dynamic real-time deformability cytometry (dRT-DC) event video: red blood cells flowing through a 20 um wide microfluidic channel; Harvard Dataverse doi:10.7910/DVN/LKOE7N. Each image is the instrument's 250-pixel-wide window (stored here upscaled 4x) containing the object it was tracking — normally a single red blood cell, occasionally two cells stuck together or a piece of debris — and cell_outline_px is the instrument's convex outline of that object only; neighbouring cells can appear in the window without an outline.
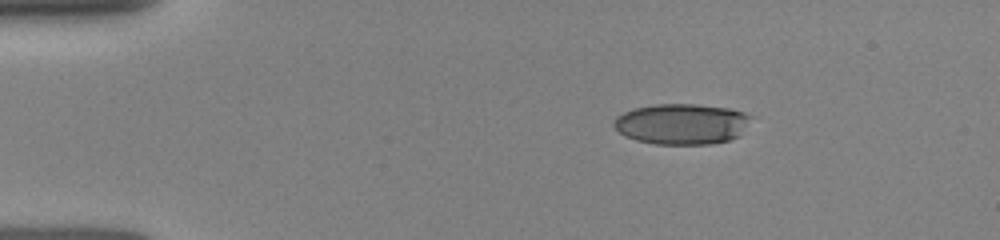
{"species": "human", "species_latin": "Homo sapiens", "temperature_condition": "room temperature", "stored_images_in_passage": 7, "camera_frame_rate_fps": 3000, "um_per_image_px": 0.085, "donor": {"sex": "female"}, "frame": {"image": 1, "passage_image": 1, "time_ms": 0.0, "image_size_px": [1000, 240], "cell_outline_px": [[756, 116], [740, 136], [728, 140], [708, 144], [656, 144], [636, 140], [624, 136], [612, 124], [616, 116], [632, 108], [652, 104], [696, 104], [728, 108], [744, 112]], "centroid_in_image_um": [57.99, 10.52], "position_along_channel_um": 27.0, "area_um2": 33.0}}
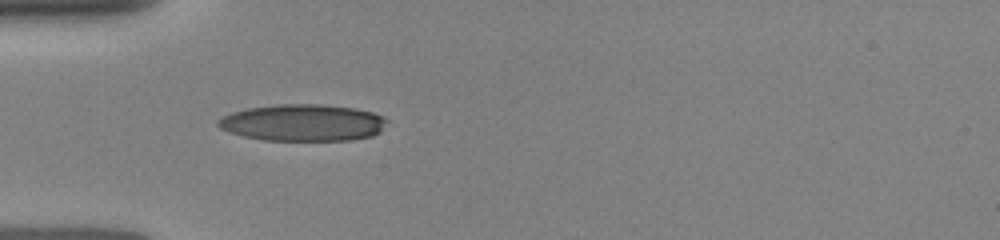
{"frame": {"image": 2, "passage_image": 6, "time_ms": 2.333, "image_size_px": [1000, 240], "cell_outline_px": [[388, 120], [380, 132], [372, 136], [348, 140], [264, 140], [244, 136], [228, 132], [220, 128], [216, 124], [216, 120], [232, 112], [248, 108], [280, 104], [320, 104], [352, 108], [372, 112], [384, 116]], "centroid_in_image_um": [25.74, 10.43], "position_along_channel_um": 59.3, "area_um2": 36.13}}
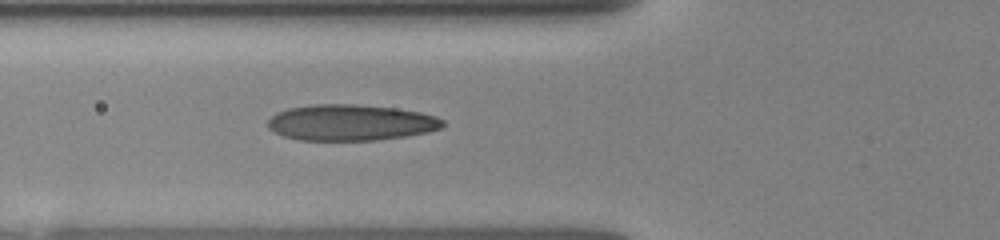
{"frame": {"image": 3, "passage_image": 7, "time_ms": 3.333, "image_size_px": [1000, 240], "cell_outline_px": [[444, 124], [440, 128], [428, 132], [404, 136], [376, 140], [300, 140], [284, 136], [268, 128], [268, 120], [276, 112], [288, 108], [316, 104], [356, 104], [396, 108], [420, 112], [436, 116], [444, 120]], "centroid_in_image_um": [29.81, 10.41], "position_along_channel_um": 96.0, "area_um2": 36.7}}